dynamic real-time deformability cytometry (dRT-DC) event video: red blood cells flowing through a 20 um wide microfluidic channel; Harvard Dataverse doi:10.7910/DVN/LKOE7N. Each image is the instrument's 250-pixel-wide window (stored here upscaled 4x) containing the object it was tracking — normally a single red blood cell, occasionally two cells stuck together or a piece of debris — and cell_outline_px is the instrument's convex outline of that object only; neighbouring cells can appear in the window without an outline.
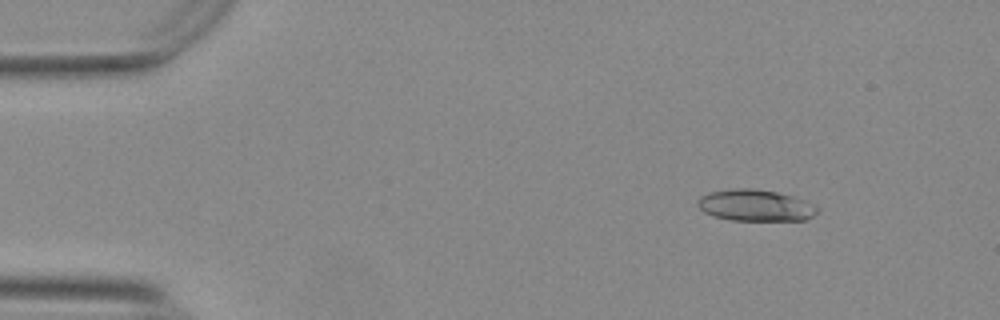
{"species": "Egyptian fruit bat (a non-hibernating species)", "species_latin": "Rousettus aegyptiacus", "temperature_condition": "warm", "stored_images_in_passage": 55, "camera_frame_rate_fps": 3000, "um_per_image_px": 0.085, "animal": {"sex": "female"}, "frame": {"image": 1, "passage_image": 7, "time_ms": 2.0, "image_size_px": [1000, 320], "cell_outline_px": [[816, 212], [812, 216], [804, 220], [732, 220], [712, 216], [704, 212], [696, 204], [696, 200], [700, 196], [708, 192], [732, 188], [752, 188], [776, 192], [792, 196], [804, 200], [816, 208]], "centroid_in_image_um": [64.12, 17.45], "position_along_channel_um": 20.9, "area_um2": 21.85}}
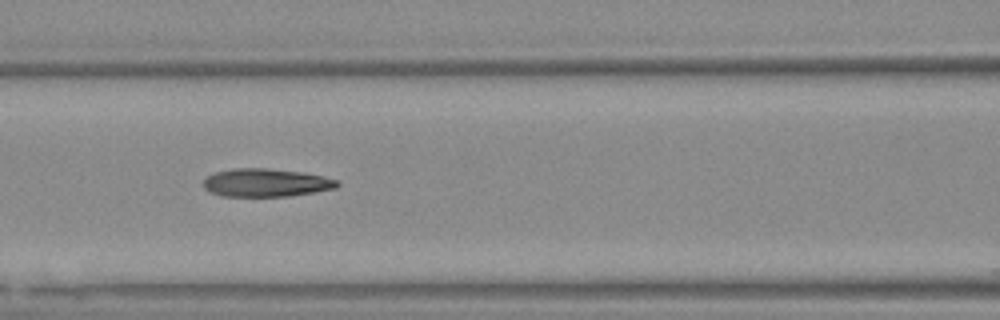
{"frame": {"image": 2, "passage_image": 24, "time_ms": 7.667, "image_size_px": [1000, 320], "cell_outline_px": [[340, 184], [336, 188], [288, 196], [224, 196], [212, 192], [204, 188], [204, 180], [208, 176], [216, 172], [232, 168], [268, 168], [304, 172], [324, 176], [336, 180]], "centroid_in_image_um": [22.62, 15.52], "position_along_channel_um": 144.0, "area_um2": 21.79}}
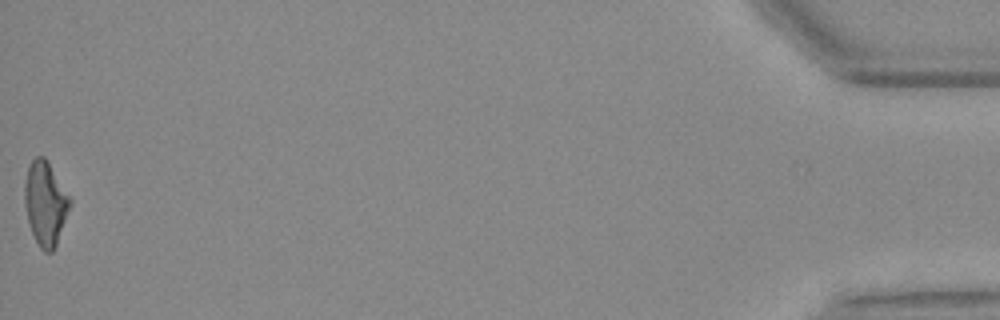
{"frame": {"image": 3, "passage_image": 55, "time_ms": 18.0, "image_size_px": [1000, 320], "cell_outline_px": [[72, 204], [56, 244], [52, 252], [44, 252], [40, 248], [32, 232], [28, 220], [24, 200], [24, 184], [28, 168], [32, 160], [36, 156], [44, 156], [72, 200]], "centroid_in_image_um": [3.86, 17.28], "position_along_channel_um": 431.3, "area_um2": 21.91}, "authors_computed_cell_mechanics": {"area_um2": 21.9062, "velocity_mm_per_s": 3.7422, "shape_relaxation_time_tau1_ms": null, "shape_relaxation_time_tau2_ms": 3.0407, "deformation_change_tau1": null, "deformation_change_tau2": 0.1284}}